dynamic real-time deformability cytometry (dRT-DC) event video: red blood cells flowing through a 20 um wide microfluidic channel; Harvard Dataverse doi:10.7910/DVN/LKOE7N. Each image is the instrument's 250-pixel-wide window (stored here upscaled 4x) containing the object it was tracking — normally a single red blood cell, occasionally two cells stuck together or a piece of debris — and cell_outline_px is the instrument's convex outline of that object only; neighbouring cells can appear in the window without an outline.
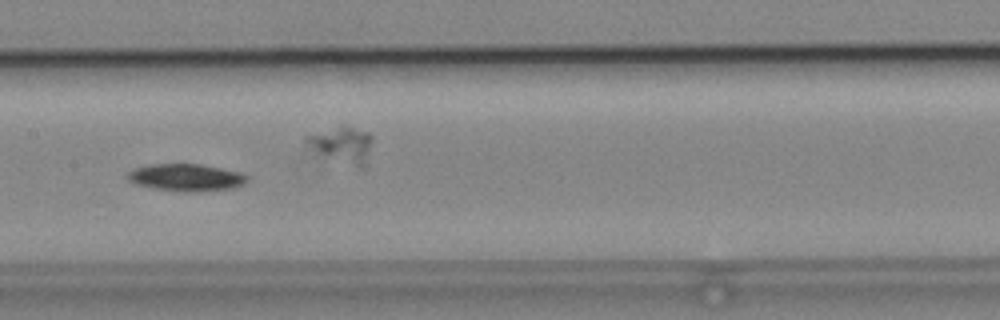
{"species": "common noctule bat (a hibernating species)", "species_latin": "Nyctalus noctula", "temperature_condition": "cold", "stored_images_in_passage": 55, "camera_frame_rate_fps": 3000, "um_per_image_px": 0.085, "animal": {"sex": "male", "body_mass_g": 19.2, "forearm_length_mm": 51.8}, "frame": {"image": 1, "passage_image": 27, "time_ms": 8.667, "image_size_px": [1000, 320], "cell_outline_px": [[248, 180], [244, 184], [236, 188], [196, 192], [156, 188], [136, 184], [128, 180], [128, 172], [132, 168], [152, 164], [200, 164], [240, 172], [248, 176]], "centroid_in_image_um": [15.86, 15.08], "position_along_channel_um": 191.5, "area_um2": 18.84}}
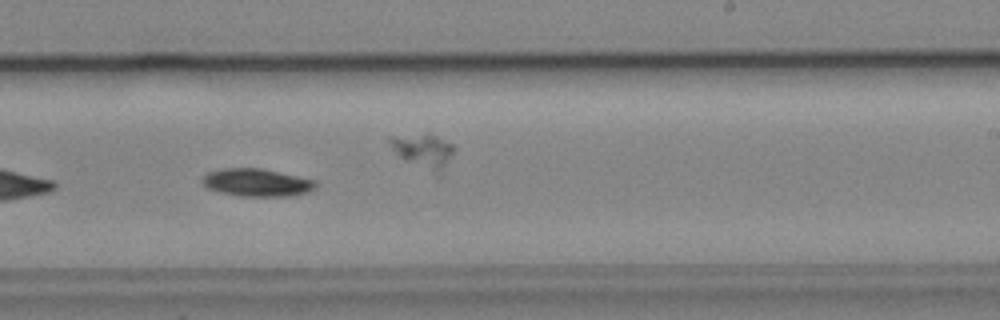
{"frame": {"image": 2, "passage_image": 33, "time_ms": 10.667, "image_size_px": [1000, 320], "cell_outline_px": [[316, 188], [308, 192], [288, 196], [240, 196], [220, 192], [208, 188], [200, 180], [200, 176], [208, 172], [224, 168], [260, 168], [316, 180]], "centroid_in_image_um": [21.8, 15.51], "position_along_channel_um": 267.2, "area_um2": 18.32}}
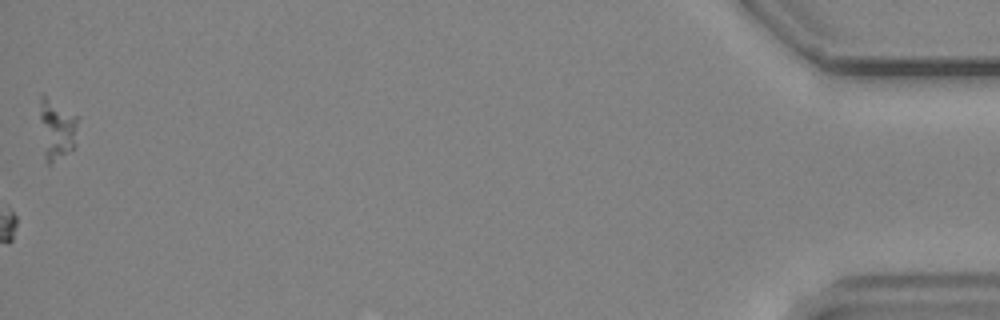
{"frame": {"image": 3, "passage_image": 55, "time_ms": 18.0, "image_size_px": [1000, 320], "cell_outline_px": [[80, 116], [72, 148], [68, 152], [48, 164], [44, 156], [40, 120], [40, 92], [44, 92]], "centroid_in_image_um": [4.82, 10.84], "position_along_channel_um": 430.4, "area_um2": 13.7}, "authors_computed_cell_mechanics": {"area_um2": 18.3226, "velocity_mm_per_s": 3.7932, "shape_relaxation_time_tau1_ms": 2.1973, "shape_relaxation_time_tau2_ms": null, "deformation_change_tau1": 0.0704, "deformation_change_tau2": null}}